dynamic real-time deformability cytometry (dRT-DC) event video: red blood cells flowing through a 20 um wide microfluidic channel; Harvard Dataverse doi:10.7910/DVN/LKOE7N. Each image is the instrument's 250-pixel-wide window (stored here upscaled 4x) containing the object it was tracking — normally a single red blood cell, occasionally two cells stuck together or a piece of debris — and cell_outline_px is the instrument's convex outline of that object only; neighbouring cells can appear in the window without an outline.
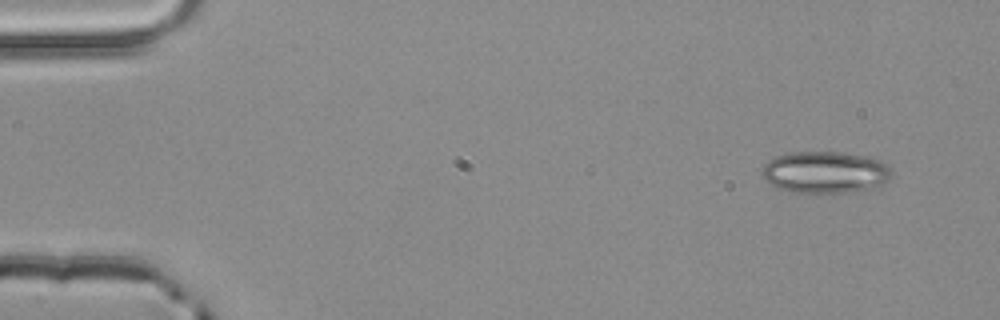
{"species": "common noctule bat (a hibernating species)", "species_latin": "Nyctalus noctula", "temperature_condition": "room temperature", "stored_images_in_passage": 3, "camera_frame_rate_fps": 3000, "um_per_image_px": 0.085, "animal": {"sex": "male", "body_mass_g": 20.4}, "frame": {"image": 1, "passage_image": 1, "time_ms": 0.0, "image_size_px": [1000, 320], "cell_outline_px": [[892, 176], [880, 188], [856, 192], [792, 192], [776, 188], [764, 180], [760, 172], [764, 164], [768, 160], [776, 156], [792, 152], [840, 152], [868, 156], [880, 160], [888, 164], [892, 168]], "centroid_in_image_um": [70.18, 14.65], "position_along_channel_um": 14.8, "area_um2": 32.31}}